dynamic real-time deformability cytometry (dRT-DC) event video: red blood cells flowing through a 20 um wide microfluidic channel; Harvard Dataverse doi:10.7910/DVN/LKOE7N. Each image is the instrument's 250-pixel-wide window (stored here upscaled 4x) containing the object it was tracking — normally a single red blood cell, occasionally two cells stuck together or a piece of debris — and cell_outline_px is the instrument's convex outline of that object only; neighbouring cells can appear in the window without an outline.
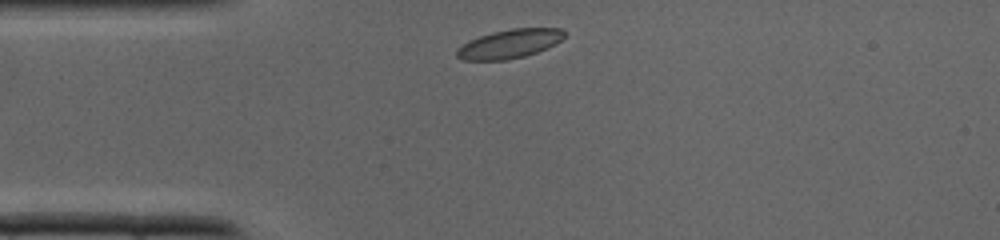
{"species": "common noctule bat (a hibernating species)", "species_latin": "Nyctalus noctula", "temperature_condition": "cold", "stored_images_in_passage": 24, "camera_frame_rate_fps": 3000, "um_per_image_px": 0.085, "animal": {"sex": "male", "body_mass_g": 19.0, "forearm_length_mm": 50.8}, "frame": {"image": 1, "passage_image": 1, "time_ms": 0.0, "image_size_px": [1000, 240], "cell_outline_px": [[564, 36], [556, 44], [536, 52], [524, 56], [508, 60], [460, 60], [456, 56], [456, 52], [464, 44], [480, 36], [492, 32], [512, 28], [564, 28]], "centroid_in_image_um": [43.33, 3.72], "position_along_channel_um": 41.7, "area_um2": 17.92}}
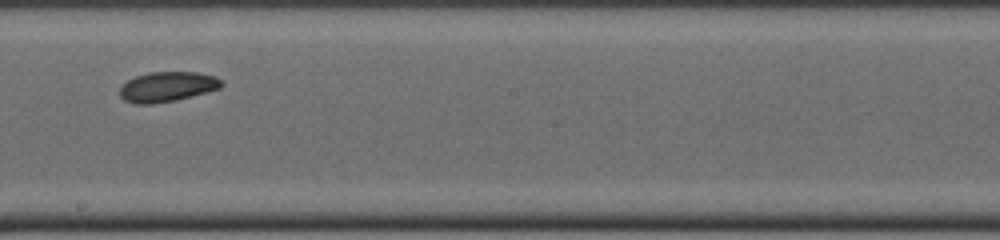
{"frame": {"image": 2, "passage_image": 13, "time_ms": 4.0, "image_size_px": [1000, 240], "cell_outline_px": [[224, 84], [220, 88], [176, 100], [152, 104], [136, 104], [124, 100], [120, 96], [120, 88], [128, 80], [136, 76], [148, 72], [196, 72], [216, 76]], "centroid_in_image_um": [14.21, 7.37], "position_along_channel_um": 234.0, "area_um2": 17.69}}
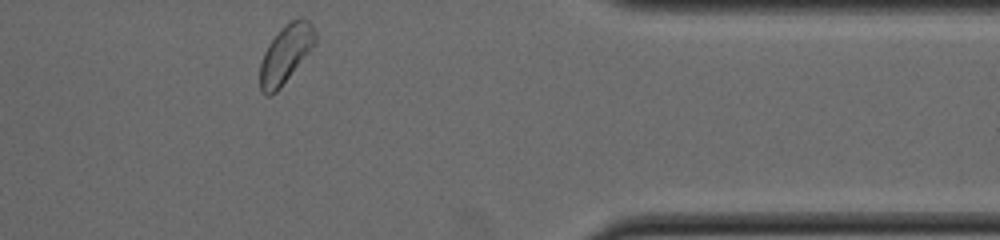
{"frame": {"image": 3, "passage_image": 23, "time_ms": 7.333, "image_size_px": [1000, 240], "cell_outline_px": [[316, 44], [280, 88], [276, 92], [268, 96], [264, 96], [260, 92], [260, 64], [264, 52], [268, 44], [280, 28], [292, 20], [300, 16], [304, 16], [312, 24], [316, 32]], "centroid_in_image_um": [24.29, 4.57], "position_along_channel_um": 387.1, "area_um2": 18.96}}